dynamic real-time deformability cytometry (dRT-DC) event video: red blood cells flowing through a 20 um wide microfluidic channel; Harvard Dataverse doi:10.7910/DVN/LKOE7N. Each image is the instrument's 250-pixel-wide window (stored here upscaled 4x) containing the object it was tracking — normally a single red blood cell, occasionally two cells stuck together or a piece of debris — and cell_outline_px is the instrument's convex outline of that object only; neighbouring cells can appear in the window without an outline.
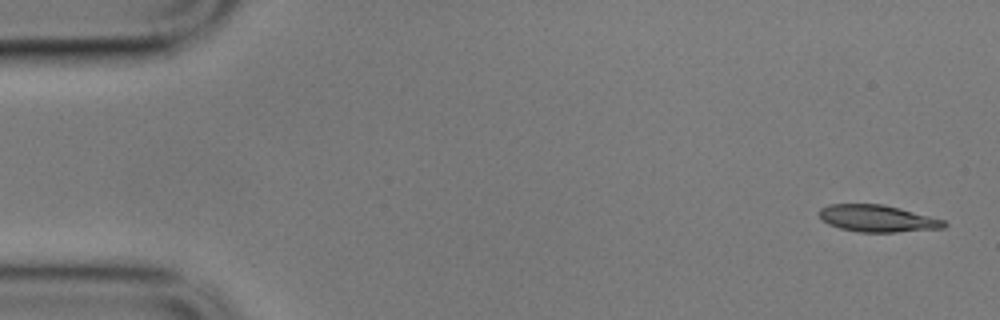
{"species": "common noctule bat (a hibernating species)", "species_latin": "Nyctalus noctula", "temperature_condition": "cold", "stored_images_in_passage": 8, "camera_frame_rate_fps": 3000, "um_per_image_px": 0.085, "animal": {"sex": "male", "body_mass_g": 17.9}, "frame": {"image": 1, "passage_image": 1, "time_ms": 0.0, "image_size_px": [1000, 320], "cell_outline_px": [[948, 224], [944, 228], [896, 232], [860, 232], [840, 228], [828, 224], [820, 220], [820, 208], [828, 204], [884, 204], [900, 208], [944, 220]], "centroid_in_image_um": [74.57, 18.57], "position_along_channel_um": 10.4, "area_um2": 19.59}}
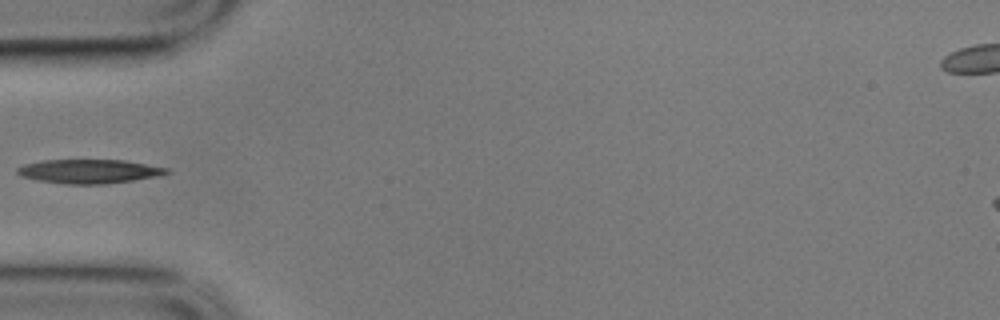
{"frame": {"image": 2, "passage_image": 5, "time_ms": 1.333, "image_size_px": [1000, 320], "cell_outline_px": [[172, 172], [160, 176], [104, 184], [64, 184], [36, 180], [20, 176], [16, 172], [16, 168], [24, 164], [40, 160], [124, 160], [168, 168]], "centroid_in_image_um": [7.55, 14.56], "position_along_channel_um": 77.4, "area_um2": 21.04}}
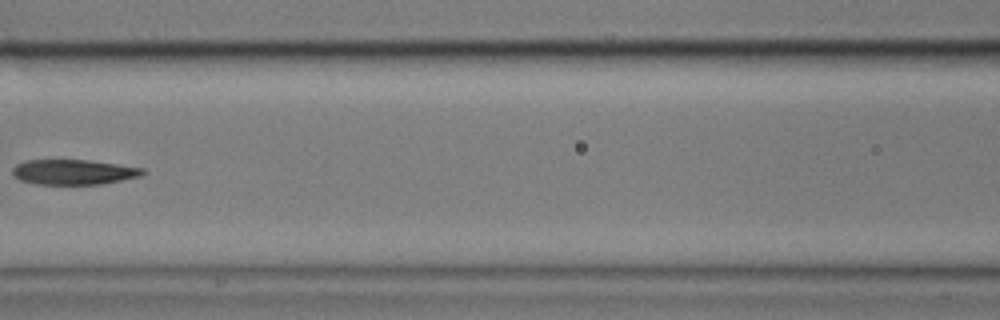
{"frame": {"image": 3, "passage_image": 7, "time_ms": 2.0, "image_size_px": [1000, 320], "cell_outline_px": [[148, 172], [140, 176], [100, 184], [36, 184], [20, 180], [12, 176], [12, 168], [16, 164], [24, 160], [88, 160], [144, 168]], "centroid_in_image_um": [6.22, 14.62], "position_along_channel_um": 160.4, "area_um2": 19.07}}